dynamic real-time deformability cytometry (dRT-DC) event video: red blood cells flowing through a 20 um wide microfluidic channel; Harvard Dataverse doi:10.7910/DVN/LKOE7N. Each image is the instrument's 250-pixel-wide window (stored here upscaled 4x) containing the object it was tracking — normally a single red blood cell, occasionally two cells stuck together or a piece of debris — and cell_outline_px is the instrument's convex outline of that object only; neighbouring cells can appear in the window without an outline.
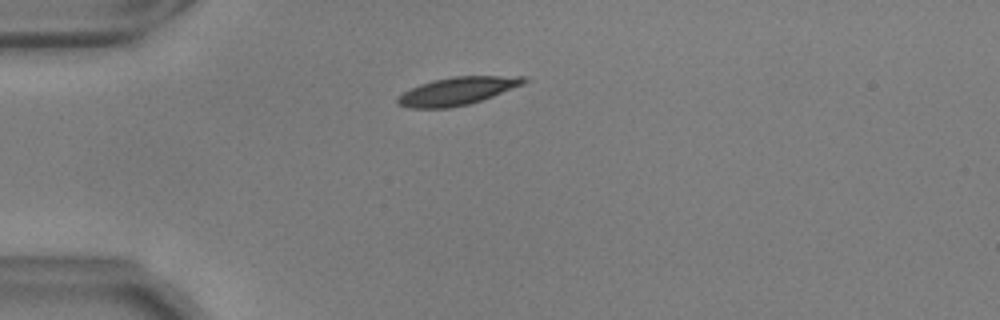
{"species": "common noctule bat (a hibernating species)", "species_latin": "Nyctalus noctula", "temperature_condition": "warm", "stored_images_in_passage": 14, "camera_frame_rate_fps": 3000, "um_per_image_px": 0.085, "animal": {"sex": "male", "body_mass_g": 17.9, "forearm_length_mm": 54.2}, "frame": {"image": 1, "passage_image": 4, "time_ms": 1.0, "image_size_px": [1000, 320], "cell_outline_px": [[532, 80], [524, 84], [492, 96], [468, 104], [448, 108], [408, 108], [396, 104], [396, 100], [404, 92], [420, 84], [432, 80], [452, 76], [524, 76]], "centroid_in_image_um": [38.89, 7.73], "position_along_channel_um": 46.1, "area_um2": 20.46}}